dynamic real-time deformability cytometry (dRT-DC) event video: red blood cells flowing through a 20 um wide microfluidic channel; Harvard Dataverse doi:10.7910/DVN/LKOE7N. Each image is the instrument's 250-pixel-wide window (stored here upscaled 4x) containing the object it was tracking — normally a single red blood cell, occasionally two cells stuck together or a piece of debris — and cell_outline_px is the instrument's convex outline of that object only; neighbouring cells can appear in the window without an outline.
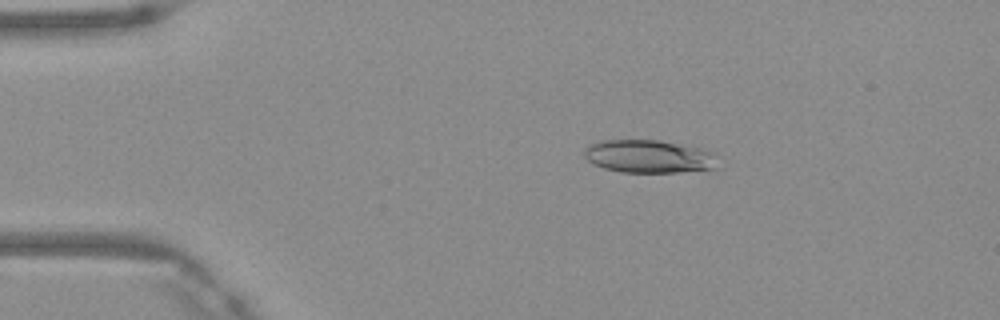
{"species": "Egyptian fruit bat (a non-hibernating species)", "species_latin": "Rousettus aegyptiacus", "temperature_condition": "warm", "stored_images_in_passage": 47, "camera_frame_rate_fps": 3000, "um_per_image_px": 0.085, "frame": {"image": 1, "passage_image": 8, "time_ms": 2.333, "image_size_px": [1000, 320], "cell_outline_px": [[720, 168], [680, 172], [620, 172], [604, 168], [588, 160], [584, 156], [584, 152], [588, 144], [600, 140], [660, 140], [700, 148], [712, 152], [720, 156]], "centroid_in_image_um": [55.24, 13.3], "position_along_channel_um": 29.8, "area_um2": 26.07}}
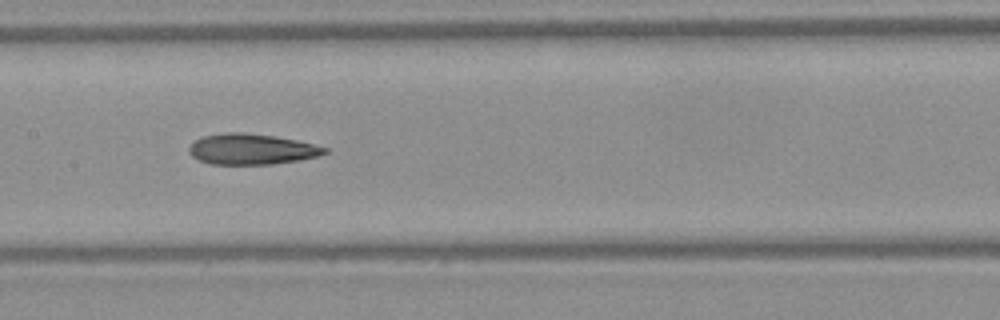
{"frame": {"image": 2, "passage_image": 23, "time_ms": 7.333, "image_size_px": [1000, 320], "cell_outline_px": [[328, 152], [316, 156], [300, 160], [272, 164], [212, 164], [200, 160], [192, 156], [188, 152], [188, 148], [196, 140], [204, 136], [224, 132], [244, 132], [272, 136], [296, 140], [328, 148]], "centroid_in_image_um": [21.37, 12.68], "position_along_channel_um": 186.0, "area_um2": 24.04}}
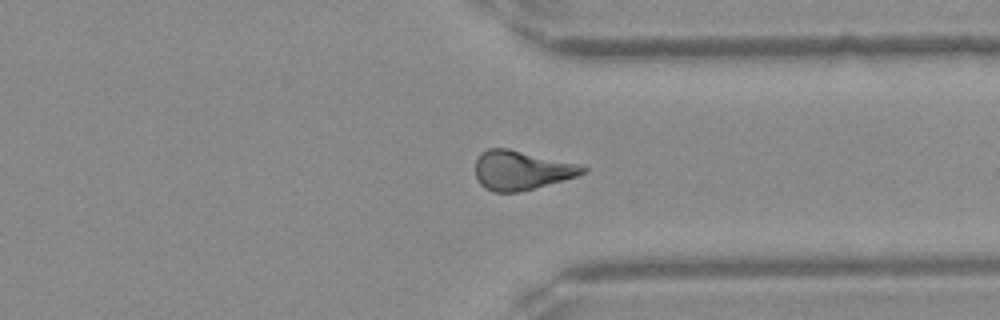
{"frame": {"image": 3, "passage_image": 36, "time_ms": 11.667, "image_size_px": [1000, 320], "cell_outline_px": [[588, 168], [584, 172], [576, 176], [564, 180], [516, 192], [492, 192], [484, 188], [480, 184], [476, 176], [476, 160], [480, 152], [488, 148], [508, 148], [576, 164]], "centroid_in_image_um": [44.25, 14.47], "position_along_channel_um": 367.1, "area_um2": 24.16}, "authors_computed_cell_mechanics": {"area_um2": 24.6228, "velocity_mm_per_s": 4.1969, "shape_relaxation_time_tau1_ms": null, "shape_relaxation_time_tau2_ms": 4.2537, "deformation_change_tau1": null, "deformation_change_tau2": 0.1463}}